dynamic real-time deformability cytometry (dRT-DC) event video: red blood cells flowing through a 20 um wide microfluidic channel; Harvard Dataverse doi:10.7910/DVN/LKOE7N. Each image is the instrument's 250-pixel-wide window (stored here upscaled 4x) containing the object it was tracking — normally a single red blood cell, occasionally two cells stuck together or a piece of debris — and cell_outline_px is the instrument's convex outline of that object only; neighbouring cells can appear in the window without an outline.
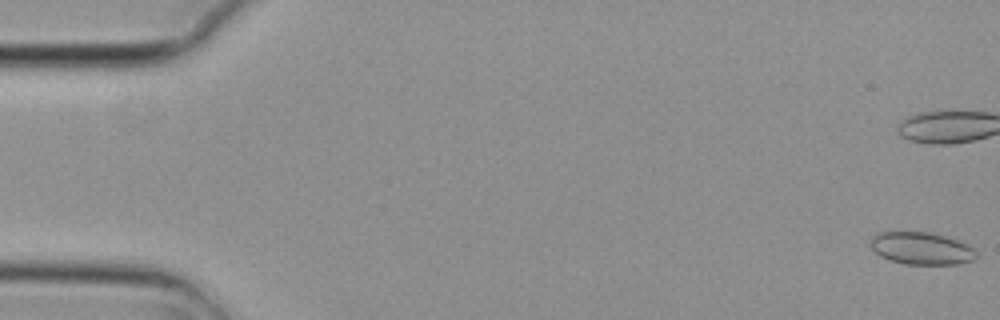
{"species": "common noctule bat (a hibernating species)", "species_latin": "Nyctalus noctula", "temperature_condition": "cold", "stored_images_in_passage": 6, "camera_frame_rate_fps": 3000, "um_per_image_px": 0.085, "animal": {"sex": "female", "body_mass_g": 29.2, "forearm_length_mm": 56.3}, "frame": {"image": 1, "passage_image": 1, "time_ms": 0.0, "image_size_px": [1000, 320], "cell_outline_px": [[980, 256], [972, 260], [960, 264], [904, 264], [880, 256], [868, 244], [872, 236], [880, 232], [928, 232], [944, 236], [968, 244]], "centroid_in_image_um": [78.32, 21.11], "position_along_channel_um": 6.7, "area_um2": 19.94}}